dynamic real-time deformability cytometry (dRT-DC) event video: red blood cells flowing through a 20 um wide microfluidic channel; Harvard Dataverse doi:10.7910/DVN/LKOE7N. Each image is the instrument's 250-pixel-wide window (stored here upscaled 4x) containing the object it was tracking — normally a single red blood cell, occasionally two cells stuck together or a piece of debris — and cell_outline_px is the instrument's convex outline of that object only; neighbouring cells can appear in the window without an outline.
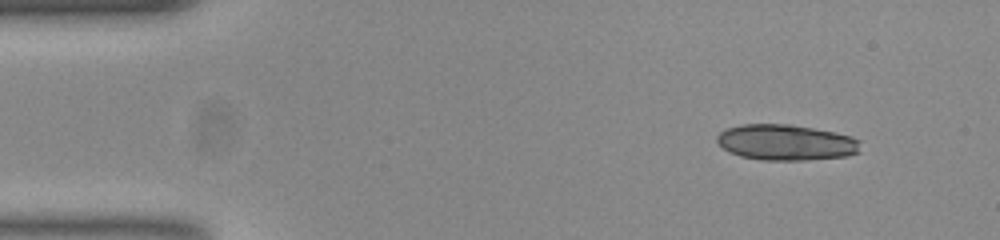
{"species": "common noctule bat (a hibernating species)", "species_latin": "Nyctalus noctula", "temperature_condition": "room temperature", "stored_images_in_passage": 48, "camera_frame_rate_fps": 3000, "um_per_image_px": 0.085, "animal": {"sex": "female", "body_mass_g": 23.0, "forearm_length_mm": 53.4}, "frame": {"image": 1, "passage_image": 1, "time_ms": 0.0, "image_size_px": [1000, 240], "cell_outline_px": [[860, 152], [848, 156], [804, 160], [760, 160], [740, 156], [724, 148], [716, 140], [716, 136], [720, 132], [728, 128], [740, 124], [788, 124], [812, 128], [852, 136], [860, 140]], "centroid_in_image_um": [66.83, 12.11], "position_along_channel_um": 18.2, "area_um2": 29.88}}
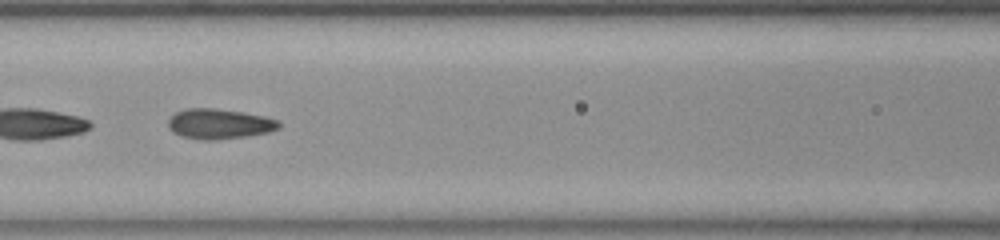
{"frame": {"image": 2, "passage_image": 19, "time_ms": 6.0, "image_size_px": [1000, 240], "cell_outline_px": [[280, 128], [268, 132], [248, 136], [216, 140], [204, 140], [184, 136], [172, 132], [168, 128], [168, 120], [176, 112], [184, 108], [216, 108], [244, 112], [264, 116], [280, 120]], "centroid_in_image_um": [18.66, 10.52], "position_along_channel_um": 147.9, "area_um2": 19.59}}
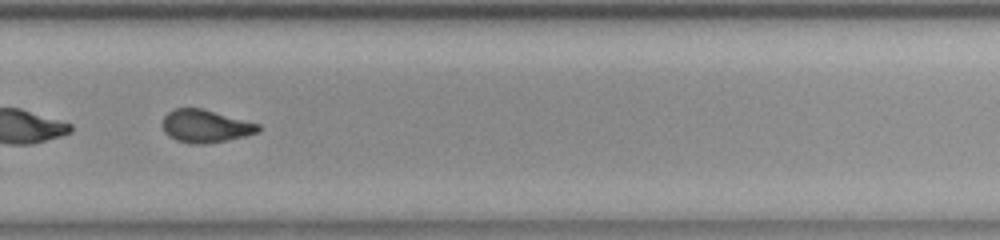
{"frame": {"image": 3, "passage_image": 32, "time_ms": 10.333, "image_size_px": [1000, 240], "cell_outline_px": [[260, 128], [256, 132], [244, 136], [228, 140], [204, 144], [192, 144], [176, 140], [168, 136], [164, 132], [164, 116], [172, 108], [200, 108], [260, 124]], "centroid_in_image_um": [17.44, 10.72], "position_along_channel_um": 312.4, "area_um2": 18.09}, "authors_computed_cell_mechanics": {"area_um2": 19.1896, "velocity_mm_per_s": 3.8075, "shape_relaxation_time_tau1_ms": 10.4919, "shape_relaxation_time_tau2_ms": 1.6835, "deformation_change_tau1": 0.2174, "deformation_change_tau2": 0.0791}}